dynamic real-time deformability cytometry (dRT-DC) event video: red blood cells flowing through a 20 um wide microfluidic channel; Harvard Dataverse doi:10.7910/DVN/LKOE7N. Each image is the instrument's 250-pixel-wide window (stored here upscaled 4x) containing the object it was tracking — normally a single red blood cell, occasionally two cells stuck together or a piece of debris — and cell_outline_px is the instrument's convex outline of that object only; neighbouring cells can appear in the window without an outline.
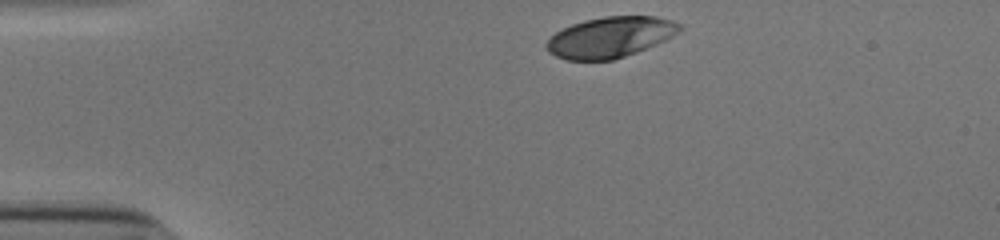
{"species": "human", "species_latin": "Homo sapiens", "temperature_condition": "cold", "stored_images_in_passage": 33, "camera_frame_rate_fps": 3000, "um_per_image_px": 0.085, "donor": {"sex": "male"}, "frame": {"image": 1, "passage_image": 1, "time_ms": 0.0, "image_size_px": [1000, 240], "cell_outline_px": [[684, 28], [672, 36], [656, 44], [636, 52], [612, 60], [568, 60], [556, 56], [548, 52], [544, 44], [556, 32], [572, 24], [584, 20], [604, 16], [656, 16], [672, 20], [680, 24]], "centroid_in_image_um": [51.87, 3.15], "position_along_channel_um": 33.1, "area_um2": 31.5}}
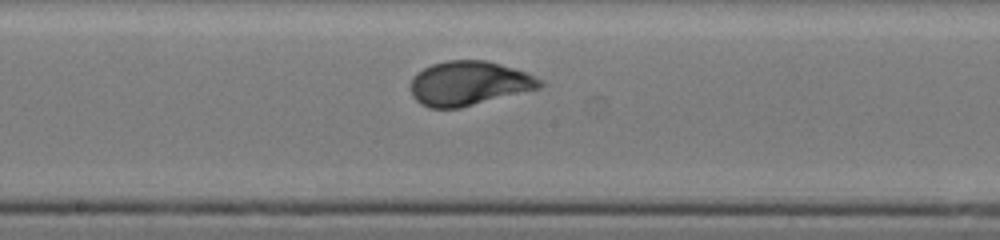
{"frame": {"image": 2, "passage_image": 19, "time_ms": 6.0, "image_size_px": [1000, 240], "cell_outline_px": [[544, 84], [540, 88], [460, 108], [428, 108], [420, 104], [412, 96], [408, 88], [412, 76], [416, 72], [432, 64], [448, 60], [484, 60], [500, 64], [524, 72], [544, 80]], "centroid_in_image_um": [39.8, 7.09], "position_along_channel_um": 208.4, "area_um2": 33.58}}
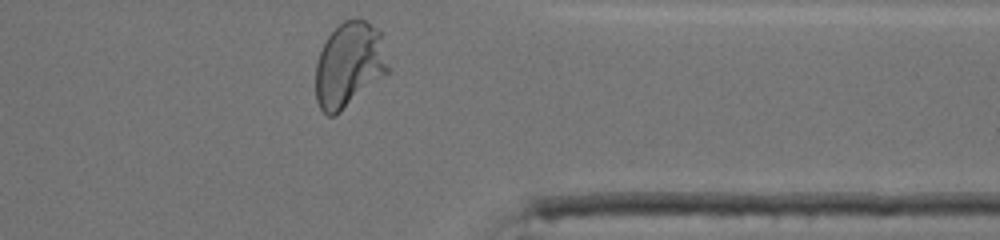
{"frame": {"image": 3, "passage_image": 33, "time_ms": 10.667, "image_size_px": [1000, 240], "cell_outline_px": [[388, 72], [336, 116], [328, 116], [320, 108], [316, 100], [316, 60], [328, 36], [344, 20], [364, 20], [376, 28], [380, 32], [388, 68]], "centroid_in_image_um": [29.64, 5.54], "position_along_channel_um": 381.8, "area_um2": 35.37}, "authors_computed_cell_mechanics": {"area_um2": 33.0616, "velocity_mm_per_s": 3.8719, "shape_relaxation_time_tau1_ms": 3.2625, "shape_relaxation_time_tau2_ms": null, "deformation_change_tau1": 0.1801, "deformation_change_tau2": null}}